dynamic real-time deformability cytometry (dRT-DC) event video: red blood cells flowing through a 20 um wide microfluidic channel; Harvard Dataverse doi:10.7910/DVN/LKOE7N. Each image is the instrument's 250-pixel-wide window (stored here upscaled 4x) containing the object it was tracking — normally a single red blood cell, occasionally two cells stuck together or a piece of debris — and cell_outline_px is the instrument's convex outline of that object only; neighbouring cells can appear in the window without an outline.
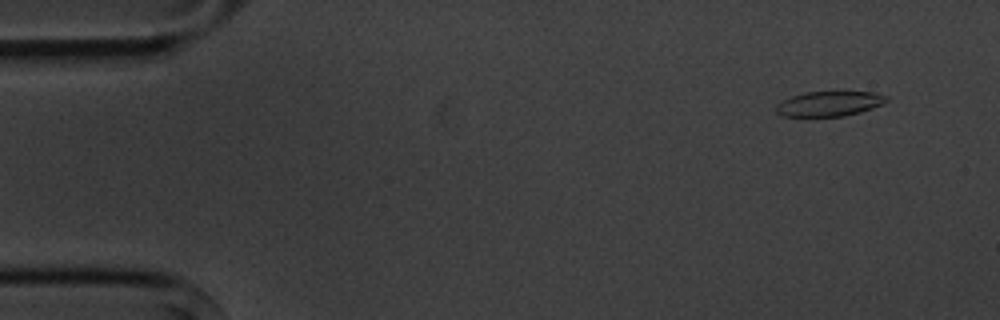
{"species": "common noctule bat (a hibernating species)", "species_latin": "Nyctalus noctula", "temperature_condition": "cold", "stored_images_in_passage": 6, "camera_frame_rate_fps": 3000, "um_per_image_px": 0.085, "animal": {"sex": "male", "body_mass_g": 20.1, "forearm_length_mm": 53.5}, "frame": {"image": 1, "passage_image": 2, "time_ms": 1.0, "image_size_px": [1000, 320], "cell_outline_px": [[888, 100], [884, 104], [860, 112], [844, 116], [784, 116], [776, 112], [776, 104], [792, 96], [804, 92], [876, 92], [888, 96]], "centroid_in_image_um": [70.53, 8.81], "position_along_channel_um": 14.5, "area_um2": 16.01}}